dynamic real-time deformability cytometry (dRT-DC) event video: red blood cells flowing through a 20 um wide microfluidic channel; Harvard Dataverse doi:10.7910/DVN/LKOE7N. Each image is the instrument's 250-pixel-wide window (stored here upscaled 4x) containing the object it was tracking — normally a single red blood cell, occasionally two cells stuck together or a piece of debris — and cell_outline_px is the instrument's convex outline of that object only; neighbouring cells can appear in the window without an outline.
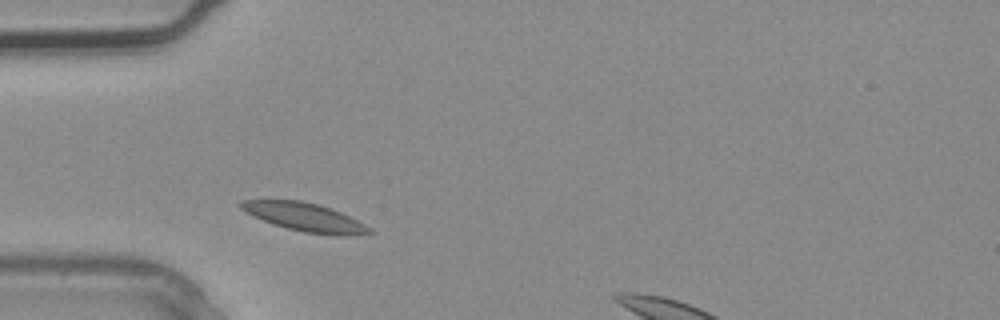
{"species": "common noctule bat (a hibernating species)", "species_latin": "Nyctalus noctula", "temperature_condition": "warm", "stored_images_in_passage": 2, "segment_of_instrument_passage": [1, 2], "camera_frame_rate_fps": 3000, "um_per_image_px": 0.085, "animal": {"sex": "male", "body_mass_g": 20.4}, "frame": {"image": 1, "passage_image": 1, "time_ms": 0.0, "image_size_px": [1000, 320], "cell_outline_px": [[376, 232], [360, 236], [332, 236], [304, 232], [272, 224], [244, 212], [236, 204], [240, 200], [300, 200], [316, 204], [340, 212], [372, 228]], "centroid_in_image_um": [25.92, 18.48], "position_along_channel_um": 59.1, "area_um2": 21.5}}